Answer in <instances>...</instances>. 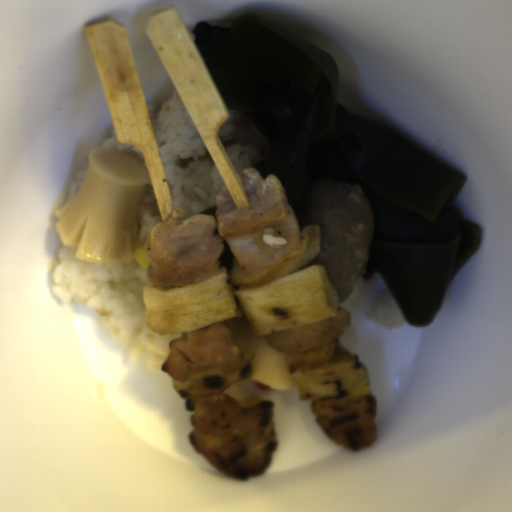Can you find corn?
<instances>
[{"label": "corn", "instance_id": "obj_1", "mask_svg": "<svg viewBox=\"0 0 512 512\" xmlns=\"http://www.w3.org/2000/svg\"><path fill=\"white\" fill-rule=\"evenodd\" d=\"M147 244L136 246V252L134 259L138 262L141 267L148 268L150 265L149 255L146 249Z\"/></svg>", "mask_w": 512, "mask_h": 512}]
</instances>
